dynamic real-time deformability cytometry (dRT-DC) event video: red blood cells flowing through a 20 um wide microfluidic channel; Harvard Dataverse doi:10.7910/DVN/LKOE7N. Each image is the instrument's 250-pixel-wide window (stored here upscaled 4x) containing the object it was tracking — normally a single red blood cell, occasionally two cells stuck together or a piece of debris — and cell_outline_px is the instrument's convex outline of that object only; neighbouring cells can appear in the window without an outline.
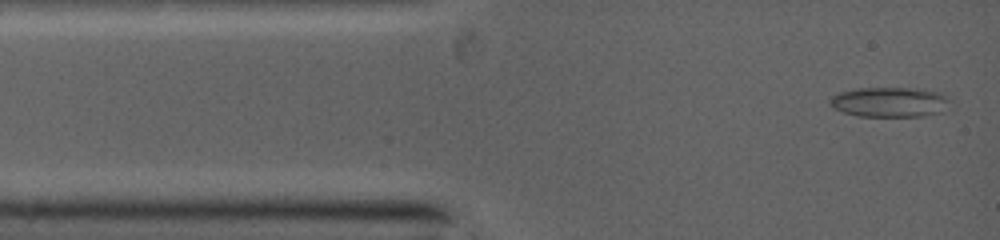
{"species": "common noctule bat (a hibernating species)", "species_latin": "Nyctalus noctula", "temperature_condition": "warm", "stored_images_in_passage": 4, "camera_frame_rate_fps": 5000, "um_per_image_px": 0.085, "animal": {"sex": "female", "body_mass_g": 19.0, "forearm_length_mm": 53.3}, "frame": {"image": 1, "passage_image": 1, "time_ms": 0.0, "image_size_px": [1000, 240], "cell_outline_px": [[952, 100], [940, 112], [920, 116], [860, 116], [844, 112], [836, 108], [828, 100], [836, 92], [856, 88], [924, 88], [940, 92], [948, 96]], "centroid_in_image_um": [75.65, 8.65], "position_along_channel_um": 9.4, "area_um2": 21.04}}
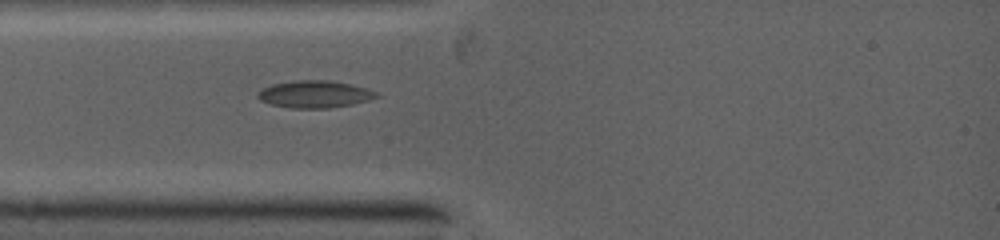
{"frame": {"image": 2, "passage_image": 4, "time_ms": 2.2, "image_size_px": [1000, 240], "cell_outline_px": [[376, 96], [364, 100], [348, 104], [328, 108], [292, 108], [272, 104], [260, 100], [256, 96], [264, 88], [272, 84], [300, 80], [328, 80], [348, 84], [364, 88], [376, 92]], "centroid_in_image_um": [26.66, 8.0], "position_along_channel_um": 58.3, "area_um2": 18.03}}